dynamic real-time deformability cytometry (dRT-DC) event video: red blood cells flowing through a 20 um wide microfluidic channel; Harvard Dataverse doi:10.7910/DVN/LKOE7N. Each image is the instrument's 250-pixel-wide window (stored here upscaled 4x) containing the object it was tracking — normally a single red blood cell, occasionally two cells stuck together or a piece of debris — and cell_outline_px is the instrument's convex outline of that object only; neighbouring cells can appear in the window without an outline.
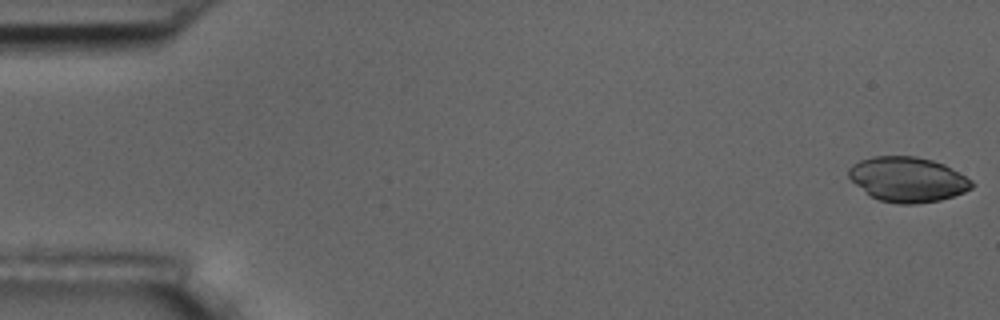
{"species": "common noctule bat (a hibernating species)", "species_latin": "Nyctalus noctula", "temperature_condition": "room temperature", "stored_images_in_passage": 5, "camera_frame_rate_fps": 3000, "um_per_image_px": 0.085, "animal": {"sex": "male", "body_mass_g": 17.5, "forearm_length_mm": 52.3}, "frame": {"image": 1, "passage_image": 1, "time_ms": 0.0, "image_size_px": [1000, 320], "cell_outline_px": [[976, 184], [972, 188], [964, 192], [940, 200], [916, 204], [900, 204], [880, 200], [872, 196], [856, 184], [848, 176], [848, 168], [852, 164], [860, 160], [872, 156], [916, 156], [932, 160], [944, 164], [972, 180]], "centroid_in_image_um": [77.16, 15.24], "position_along_channel_um": 7.8, "area_um2": 32.14}}